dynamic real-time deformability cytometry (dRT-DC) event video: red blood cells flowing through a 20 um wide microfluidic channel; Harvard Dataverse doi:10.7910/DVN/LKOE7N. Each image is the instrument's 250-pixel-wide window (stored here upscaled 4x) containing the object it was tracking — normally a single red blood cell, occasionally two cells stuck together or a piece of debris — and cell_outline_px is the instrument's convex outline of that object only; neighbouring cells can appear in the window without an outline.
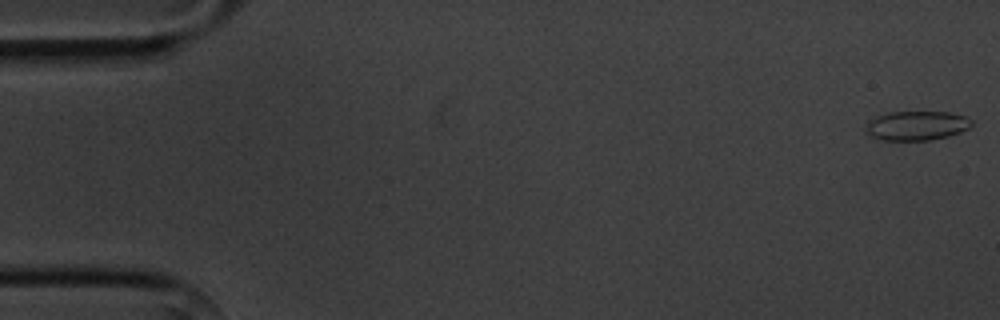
{"species": "common noctule bat (a hibernating species)", "species_latin": "Nyctalus noctula", "temperature_condition": "cold", "stored_images_in_passage": 5, "camera_frame_rate_fps": 3000, "um_per_image_px": 0.085, "animal": {"sex": "male", "body_mass_g": 20.1, "forearm_length_mm": 53.5}, "frame": {"image": 1, "passage_image": 1, "time_ms": 0.0, "image_size_px": [1000, 320], "cell_outline_px": [[972, 124], [968, 128], [960, 132], [948, 136], [928, 140], [880, 140], [868, 136], [868, 124], [876, 116], [888, 112], [948, 112], [964, 116], [972, 120]], "centroid_in_image_um": [77.92, 10.68], "position_along_channel_um": 7.1, "area_um2": 17.86}}